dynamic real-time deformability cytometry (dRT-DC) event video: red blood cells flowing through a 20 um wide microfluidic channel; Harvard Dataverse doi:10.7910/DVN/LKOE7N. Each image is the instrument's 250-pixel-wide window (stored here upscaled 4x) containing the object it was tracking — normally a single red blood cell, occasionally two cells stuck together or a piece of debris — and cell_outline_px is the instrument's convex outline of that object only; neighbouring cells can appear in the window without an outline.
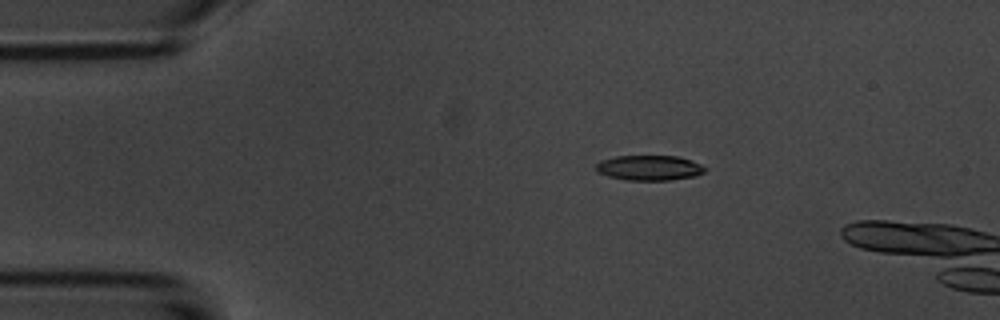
{"species": "common noctule bat (a hibernating species)", "species_latin": "Nyctalus noctula", "temperature_condition": "room temperature", "stored_images_in_passage": 4, "camera_frame_rate_fps": 3000, "um_per_image_px": 0.085, "animal": {"sex": "male", "body_mass_g": 20.1, "forearm_length_mm": 53.5}, "frame": {"image": 1, "passage_image": 3, "time_ms": 2.333, "image_size_px": [1000, 320], "cell_outline_px": [[708, 168], [704, 172], [696, 176], [668, 180], [628, 180], [608, 176], [596, 172], [596, 164], [600, 160], [616, 156], [676, 156], [692, 160]], "centroid_in_image_um": [55.19, 14.26], "position_along_channel_um": 29.8, "area_um2": 16.01}}